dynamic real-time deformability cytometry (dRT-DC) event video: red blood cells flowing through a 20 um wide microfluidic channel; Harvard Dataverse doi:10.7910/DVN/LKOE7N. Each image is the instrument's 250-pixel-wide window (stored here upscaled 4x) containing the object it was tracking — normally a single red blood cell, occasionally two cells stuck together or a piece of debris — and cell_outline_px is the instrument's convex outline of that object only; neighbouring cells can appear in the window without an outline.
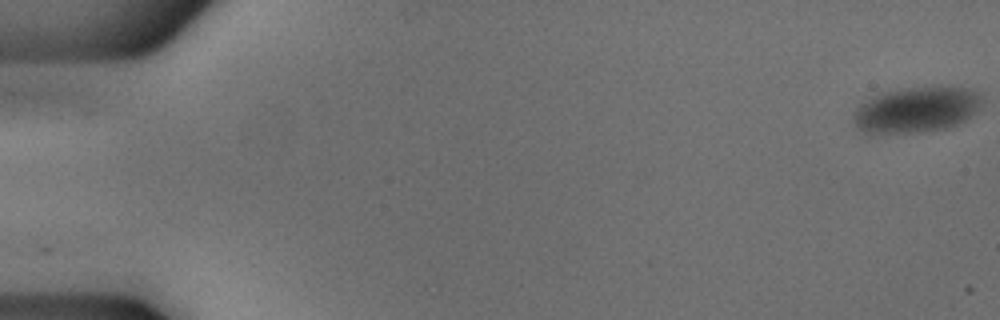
{"species": "common noctule bat (a hibernating species)", "species_latin": "Nyctalus noctula", "temperature_condition": "cold", "stored_images_in_passage": 54, "camera_frame_rate_fps": 3000, "um_per_image_px": 0.085, "animal": {"sex": "male", "body_mass_g": 18.8}, "frame": {"image": 1, "passage_image": 1, "time_ms": 0.0, "image_size_px": [1000, 320], "cell_outline_px": [[984, 100], [980, 108], [964, 120], [956, 124], [944, 128], [920, 132], [864, 132], [856, 124], [856, 108], [860, 104], [872, 96], [884, 92], [904, 88], [964, 88], [980, 92]], "centroid_in_image_um": [77.95, 9.31], "position_along_channel_um": 7.1, "area_um2": 33.29}}
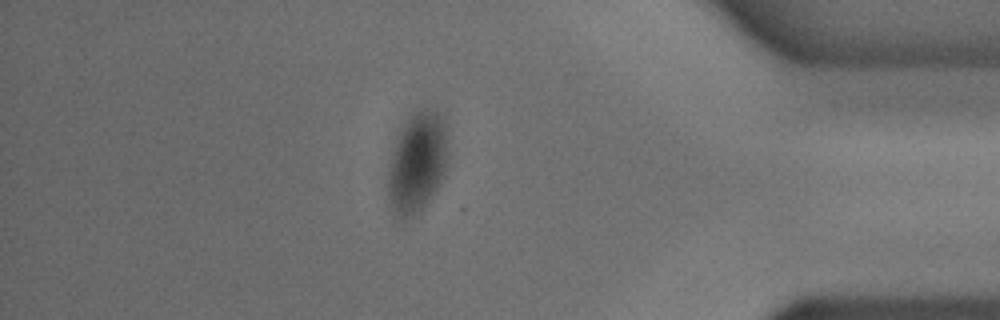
{"frame": {"image": 2, "passage_image": 47, "time_ms": 15.333, "image_size_px": [1000, 320], "cell_outline_px": [[448, 156], [440, 180], [436, 188], [428, 200], [420, 208], [404, 216], [396, 216], [388, 196], [388, 172], [396, 140], [400, 128], [404, 120], [412, 108], [432, 108], [440, 112], [444, 116]], "centroid_in_image_um": [35.46, 13.62], "position_along_channel_um": 399.7, "area_um2": 34.68}}
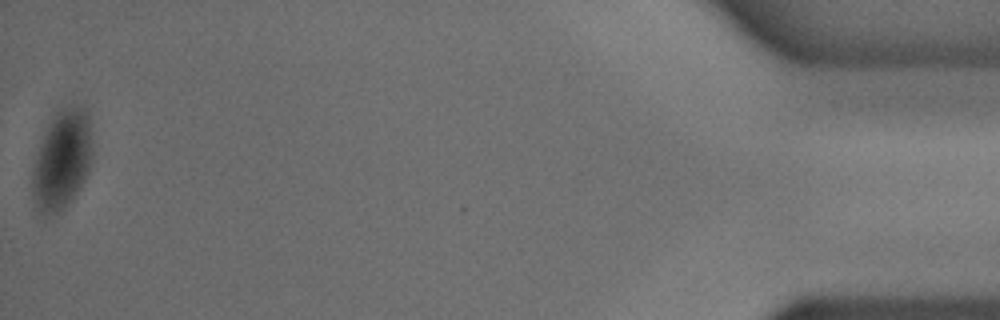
{"frame": {"image": 3, "passage_image": 54, "time_ms": 17.667, "image_size_px": [1000, 320], "cell_outline_px": [[92, 156], [88, 172], [80, 188], [72, 200], [60, 212], [44, 216], [40, 212], [32, 196], [32, 172], [40, 140], [48, 124], [56, 112], [68, 104], [80, 104], [88, 108], [92, 132]], "centroid_in_image_um": [5.3, 13.52], "position_along_channel_um": 429.9, "area_um2": 35.49}}